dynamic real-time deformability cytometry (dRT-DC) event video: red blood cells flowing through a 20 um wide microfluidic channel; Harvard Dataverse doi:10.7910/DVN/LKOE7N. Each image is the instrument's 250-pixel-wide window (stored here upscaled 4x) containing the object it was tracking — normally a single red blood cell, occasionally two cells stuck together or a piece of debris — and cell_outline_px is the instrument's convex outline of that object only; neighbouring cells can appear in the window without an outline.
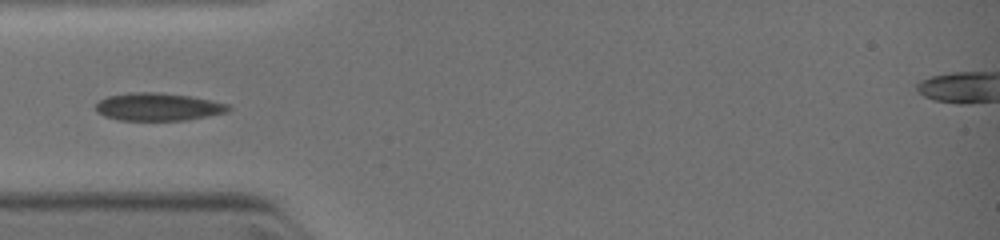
{"species": "common noctule bat (a hibernating species)", "species_latin": "Nyctalus noctula", "temperature_condition": "warm", "stored_images_in_passage": 2, "camera_frame_rate_fps": 3000, "um_per_image_px": 0.085, "animal": {"sex": "female", "body_mass_g": 19.0, "forearm_length_mm": 51.5}, "frame": {"image": 1, "passage_image": 2, "time_ms": 1.0, "image_size_px": [1000, 240], "cell_outline_px": [[232, 108], [228, 112], [184, 120], [120, 120], [108, 116], [100, 112], [96, 108], [96, 104], [100, 100], [108, 96], [128, 92], [152, 92], [192, 96], [212, 100], [228, 104]], "centroid_in_image_um": [13.49, 9.07], "position_along_channel_um": 71.5, "area_um2": 21.21}}